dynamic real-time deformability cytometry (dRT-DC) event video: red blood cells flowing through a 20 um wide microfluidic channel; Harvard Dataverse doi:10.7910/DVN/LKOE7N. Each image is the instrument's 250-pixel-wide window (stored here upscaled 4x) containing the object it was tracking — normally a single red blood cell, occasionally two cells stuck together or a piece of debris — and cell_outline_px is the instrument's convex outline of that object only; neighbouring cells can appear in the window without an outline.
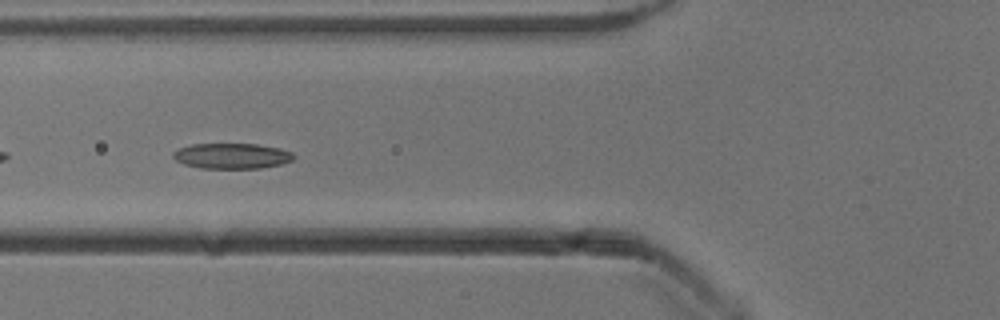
{"species": "common noctule bat (a hibernating species)", "species_latin": "Nyctalus noctula", "temperature_condition": "cold", "stored_images_in_passage": 26, "camera_frame_rate_fps": 3000, "um_per_image_px": 0.085, "animal": {"sex": "male", "body_mass_g": 13.3}, "frame": {"image": 1, "passage_image": 5, "time_ms": 1.333, "image_size_px": [1000, 320], "cell_outline_px": [[296, 156], [292, 160], [280, 164], [260, 168], [200, 168], [184, 164], [176, 160], [172, 156], [172, 152], [180, 148], [192, 144], [256, 144], [280, 148], [292, 152]], "centroid_in_image_um": [19.71, 13.25], "position_along_channel_um": 106.1, "area_um2": 17.86}}
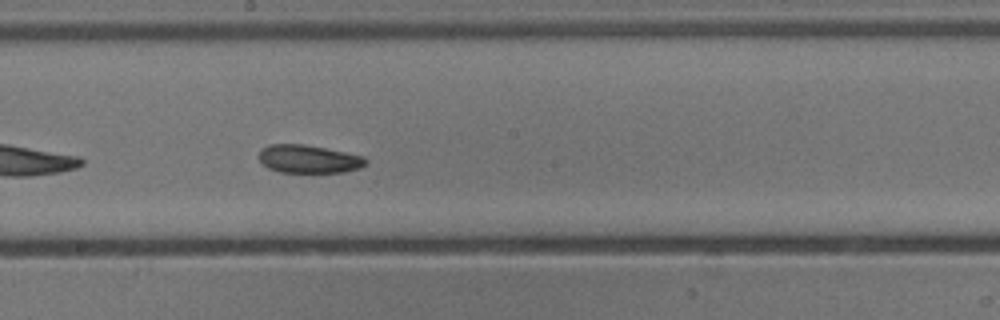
{"frame": {"image": 2, "passage_image": 14, "time_ms": 4.333, "image_size_px": [1000, 320], "cell_outline_px": [[368, 164], [360, 168], [344, 172], [280, 172], [268, 168], [260, 160], [260, 148], [268, 144], [304, 144], [364, 156], [368, 160]], "centroid_in_image_um": [26.26, 13.51], "position_along_channel_um": 221.9, "area_um2": 17.51}}
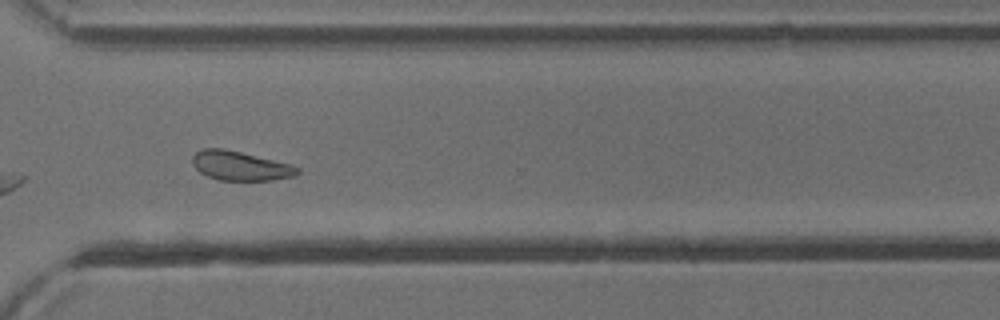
{"frame": {"image": 3, "passage_image": 24, "time_ms": 7.667, "image_size_px": [1000, 320], "cell_outline_px": [[300, 172], [296, 176], [272, 180], [220, 180], [208, 176], [200, 172], [192, 164], [192, 156], [200, 148], [224, 148], [292, 164], [300, 168]], "centroid_in_image_um": [20.44, 14.09], "position_along_channel_um": 350.2, "area_um2": 18.03}, "authors_computed_cell_mechanics": {"area_um2": 17.8602, "velocity_mm_per_s": 3.8537, "shape_relaxation_time_tau1_ms": null, "shape_relaxation_time_tau2_ms": 3.4948, "deformation_change_tau1": null, "deformation_change_tau2": 0.0922}}